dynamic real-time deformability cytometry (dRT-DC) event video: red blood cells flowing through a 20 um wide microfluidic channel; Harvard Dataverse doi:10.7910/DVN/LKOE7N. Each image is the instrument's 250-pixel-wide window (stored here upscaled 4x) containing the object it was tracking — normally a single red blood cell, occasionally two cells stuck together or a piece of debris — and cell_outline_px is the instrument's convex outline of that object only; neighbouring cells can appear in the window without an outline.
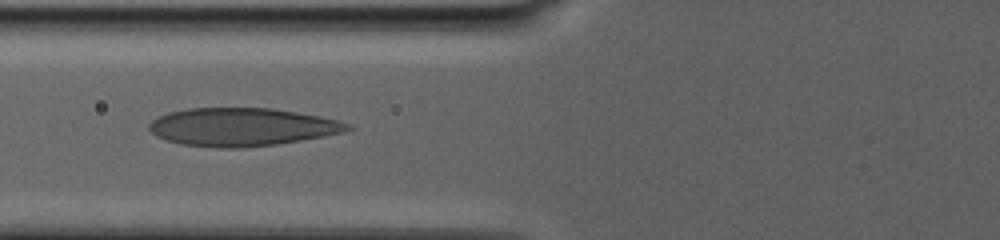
{"species": "human", "species_latin": "Homo sapiens", "temperature_condition": "warm", "stored_images_in_passage": 7, "camera_frame_rate_fps": 3000, "um_per_image_px": 0.085, "donor": {"sex": "male"}, "frame": {"image": 1, "passage_image": 6, "time_ms": 5.333, "image_size_px": [1000, 240], "cell_outline_px": [[356, 128], [344, 132], [300, 140], [276, 144], [240, 148], [216, 148], [184, 144], [168, 140], [156, 136], [148, 128], [148, 124], [152, 120], [168, 112], [188, 108], [272, 108], [320, 116], [340, 120], [352, 124]], "centroid_in_image_um": [20.6, 10.79], "position_along_channel_um": 105.2, "area_um2": 44.04}}
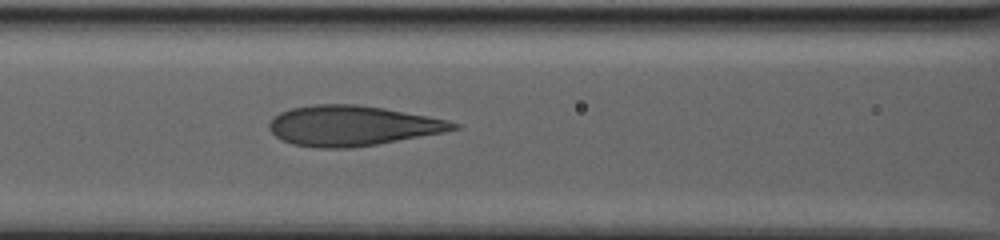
{"frame": {"image": 2, "passage_image": 7, "time_ms": 6.667, "image_size_px": [1000, 240], "cell_outline_px": [[460, 128], [444, 132], [376, 144], [352, 148], [320, 148], [292, 144], [276, 136], [268, 128], [268, 124], [280, 112], [292, 108], [312, 104], [356, 104], [384, 108], [428, 116], [448, 120], [460, 124]], "centroid_in_image_um": [29.95, 10.68], "position_along_channel_um": 136.7, "area_um2": 42.89}}